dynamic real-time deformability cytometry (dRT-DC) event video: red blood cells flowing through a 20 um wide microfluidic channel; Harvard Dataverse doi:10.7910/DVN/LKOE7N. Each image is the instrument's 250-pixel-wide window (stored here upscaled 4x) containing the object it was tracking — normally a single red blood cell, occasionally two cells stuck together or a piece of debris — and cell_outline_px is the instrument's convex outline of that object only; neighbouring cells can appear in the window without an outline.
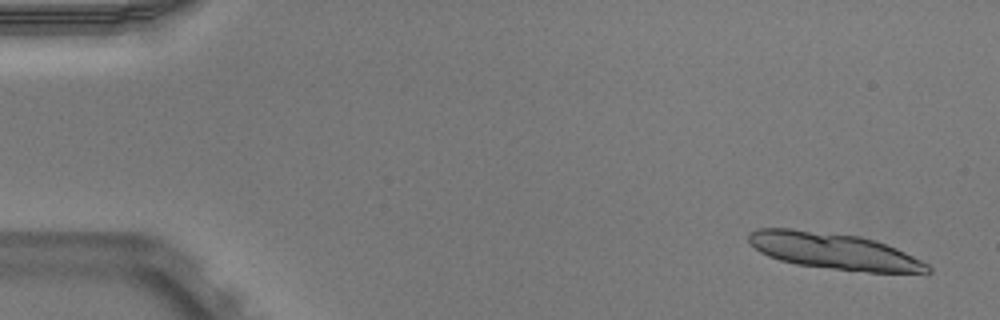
{"species": "Egyptian fruit bat (a non-hibernating species)", "species_latin": "Rousettus aegyptiacus", "temperature_condition": "warm", "stored_images_in_passage": 16, "camera_frame_rate_fps": 3000, "um_per_image_px": 0.085, "animal": {"sex": "male"}, "frame": {"image": 1, "passage_image": 3, "time_ms": 0.667, "image_size_px": [1000, 320], "cell_outline_px": [[932, 272], [868, 272], [796, 264], [780, 260], [768, 256], [760, 252], [748, 240], [748, 232], [756, 228], [792, 228], [860, 236], [876, 240], [896, 248], [928, 264], [932, 268]], "centroid_in_image_um": [70.85, 21.33], "position_along_channel_um": 14.2, "area_um2": 37.63}}